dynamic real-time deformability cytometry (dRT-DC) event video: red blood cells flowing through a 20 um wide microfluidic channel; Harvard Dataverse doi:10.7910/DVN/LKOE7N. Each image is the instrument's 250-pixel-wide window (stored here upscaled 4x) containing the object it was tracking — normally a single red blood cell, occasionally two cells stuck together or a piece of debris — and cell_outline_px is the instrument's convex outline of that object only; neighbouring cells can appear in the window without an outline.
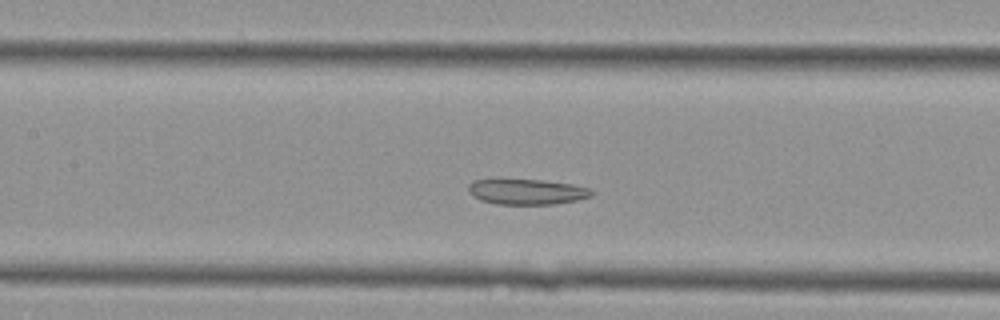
{"species": "Egyptian fruit bat (a non-hibernating species)", "species_latin": "Rousettus aegyptiacus", "temperature_condition": "cold", "stored_images_in_passage": 37, "camera_frame_rate_fps": 3000, "um_per_image_px": 0.085, "animal": {"sex": "female"}, "frame": {"image": 1, "passage_image": 13, "time_ms": 4.0, "image_size_px": [1000, 320], "cell_outline_px": [[596, 192], [592, 196], [576, 200], [556, 204], [496, 204], [480, 200], [472, 196], [468, 192], [468, 184], [472, 180], [540, 180], [572, 184], [588, 188]], "centroid_in_image_um": [44.77, 16.31], "position_along_channel_um": 162.6, "area_um2": 18.26}}
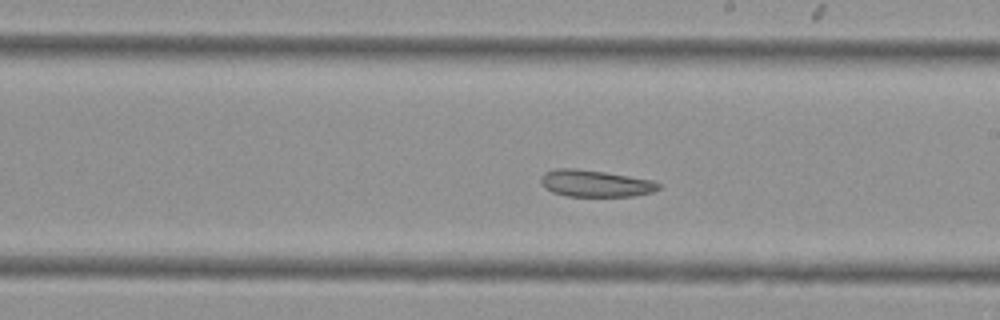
{"frame": {"image": 2, "passage_image": 18, "time_ms": 5.667, "image_size_px": [1000, 320], "cell_outline_px": [[660, 188], [652, 192], [632, 196], [568, 196], [552, 192], [540, 180], [540, 176], [544, 172], [556, 168], [576, 168], [604, 172], [652, 180], [660, 184]], "centroid_in_image_um": [50.59, 15.58], "position_along_channel_um": 238.4, "area_um2": 18.21}}
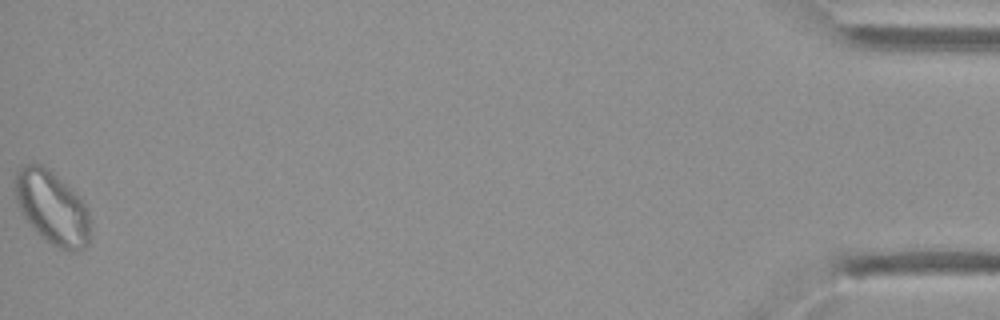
{"frame": {"image": 3, "passage_image": 37, "time_ms": 12.0, "image_size_px": [1000, 320], "cell_outline_px": [[88, 244], [84, 248], [72, 252], [60, 248], [52, 244], [24, 216], [16, 200], [16, 168], [32, 160], [48, 168], [88, 208]], "centroid_in_image_um": [4.4, 17.6], "position_along_channel_um": 430.8, "area_um2": 30.98}}